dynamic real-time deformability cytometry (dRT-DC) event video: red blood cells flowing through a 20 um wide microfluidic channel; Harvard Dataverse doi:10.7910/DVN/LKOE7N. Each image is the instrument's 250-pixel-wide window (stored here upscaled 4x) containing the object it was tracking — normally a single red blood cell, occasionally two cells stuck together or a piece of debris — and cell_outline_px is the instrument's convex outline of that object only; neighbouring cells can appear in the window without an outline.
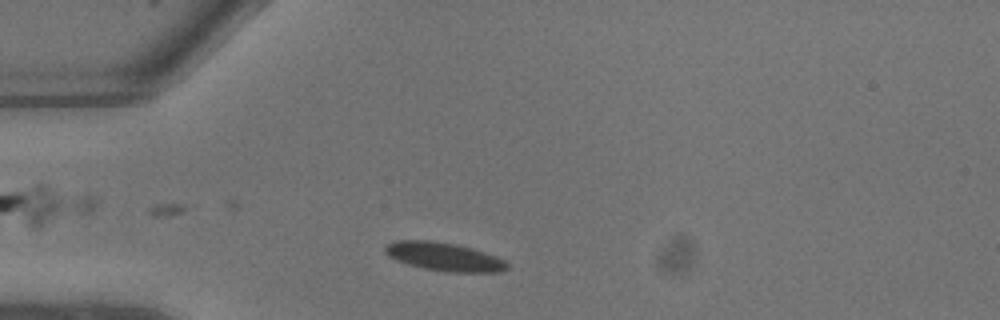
{"species": "common noctule bat (a hibernating species)", "species_latin": "Nyctalus noctula", "temperature_condition": "warm", "stored_images_in_passage": 6, "camera_frame_rate_fps": 3000, "um_per_image_px": 0.085, "animal": {"sex": "male", "body_mass_g": 13.3}, "frame": {"image": 1, "passage_image": 1, "time_ms": 0.0, "image_size_px": [1000, 320], "cell_outline_px": [[508, 268], [500, 272], [448, 272], [424, 268], [408, 264], [396, 260], [388, 256], [384, 252], [384, 248], [388, 244], [396, 240], [432, 240], [456, 244], [472, 248], [496, 256], [504, 260], [508, 264]], "centroid_in_image_um": [37.74, 21.81], "position_along_channel_um": 47.3, "area_um2": 20.23}}
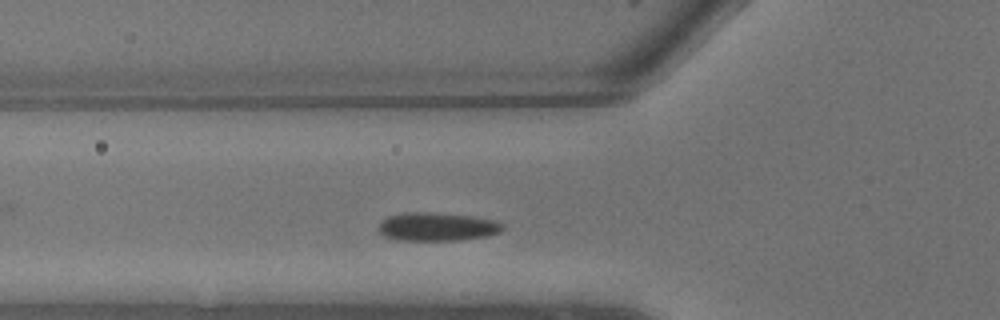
{"frame": {"image": 2, "passage_image": 3, "time_ms": 0.667, "image_size_px": [1000, 320], "cell_outline_px": [[504, 228], [500, 232], [488, 236], [460, 240], [400, 240], [384, 236], [376, 228], [388, 216], [412, 212], [424, 212], [472, 216], [496, 220], [504, 224]], "centroid_in_image_um": [37.2, 19.28], "position_along_channel_um": 88.6, "area_um2": 20.46}}